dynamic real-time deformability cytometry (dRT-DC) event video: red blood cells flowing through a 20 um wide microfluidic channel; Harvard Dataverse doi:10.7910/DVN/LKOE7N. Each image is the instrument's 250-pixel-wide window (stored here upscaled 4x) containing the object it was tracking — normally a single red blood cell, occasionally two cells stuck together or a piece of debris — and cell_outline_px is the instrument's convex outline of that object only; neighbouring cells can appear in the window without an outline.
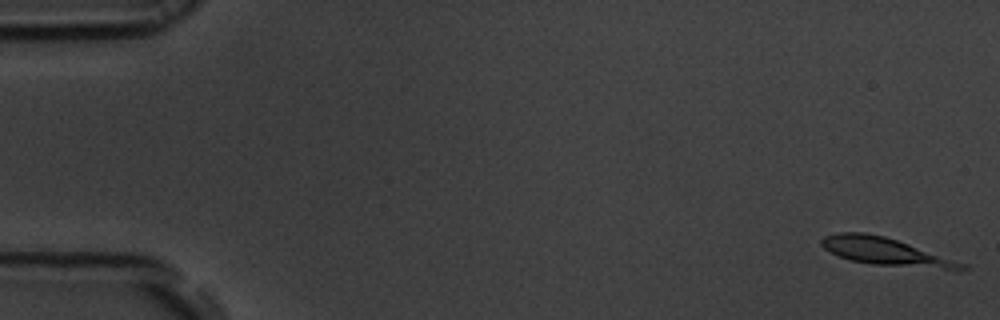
{"species": "common noctule bat (a hibernating species)", "species_latin": "Nyctalus noctula", "temperature_condition": "room temperature", "stored_images_in_passage": 7, "camera_frame_rate_fps": 3000, "um_per_image_px": 0.085, "animal": {"sex": "male", "body_mass_g": 19.5, "forearm_length_mm": 54.6}, "frame": {"image": 1, "passage_image": 1, "time_ms": 0.0, "image_size_px": [1000, 320], "cell_outline_px": [[968, 268], [960, 272], [872, 264], [852, 260], [840, 256], [824, 248], [820, 244], [820, 240], [824, 236], [840, 232], [864, 232], [884, 236], [968, 264]], "centroid_in_image_um": [75.4, 21.43], "position_along_channel_um": 9.6, "area_um2": 22.77}}